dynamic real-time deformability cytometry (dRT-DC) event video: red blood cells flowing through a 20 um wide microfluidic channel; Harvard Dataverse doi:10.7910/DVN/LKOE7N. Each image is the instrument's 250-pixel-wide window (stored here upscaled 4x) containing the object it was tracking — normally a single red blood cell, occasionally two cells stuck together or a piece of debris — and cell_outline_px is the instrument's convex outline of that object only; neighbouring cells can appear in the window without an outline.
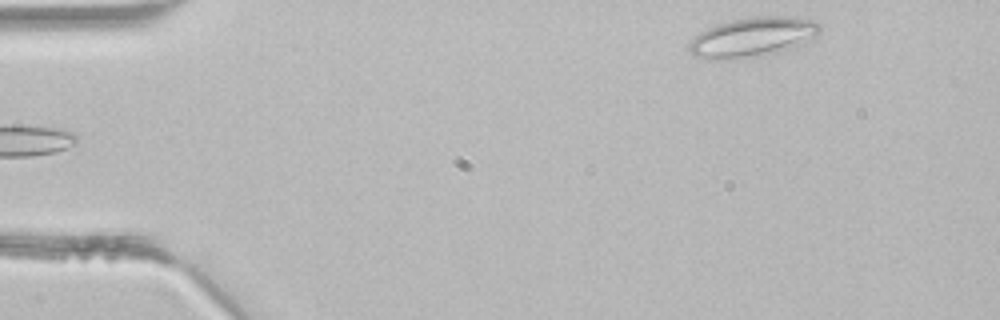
{"species": "common noctule bat (a hibernating species)", "species_latin": "Nyctalus noctula", "temperature_condition": "room temperature", "stored_images_in_passage": 4, "camera_frame_rate_fps": 3000, "um_per_image_px": 0.085, "animal": {"sex": "male", "body_mass_g": 21.5, "forearm_length_mm": 52.0}, "frame": {"image": 1, "passage_image": 4, "time_ms": 1.0, "image_size_px": [1000, 320], "cell_outline_px": [[820, 32], [804, 44], [792, 48], [776, 52], [720, 60], [716, 60], [696, 56], [688, 52], [688, 44], [700, 32], [708, 28], [732, 20], [756, 16], [800, 16], [812, 20], [820, 24]], "centroid_in_image_um": [64.01, 3.13], "position_along_channel_um": 21.0, "area_um2": 29.82}}